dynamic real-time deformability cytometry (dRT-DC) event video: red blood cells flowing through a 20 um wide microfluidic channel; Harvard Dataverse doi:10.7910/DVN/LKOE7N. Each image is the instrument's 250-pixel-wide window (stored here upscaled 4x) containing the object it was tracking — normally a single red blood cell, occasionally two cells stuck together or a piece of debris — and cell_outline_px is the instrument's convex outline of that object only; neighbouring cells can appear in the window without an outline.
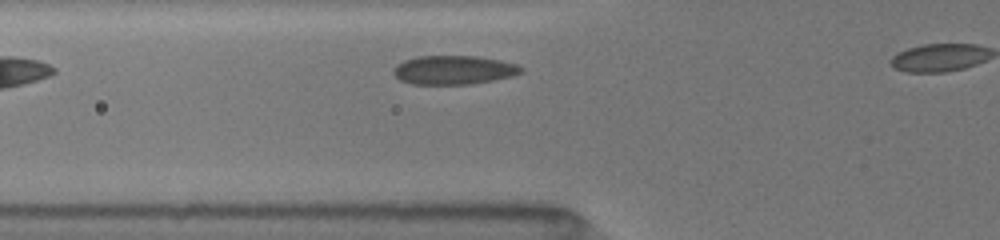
{"species": "common noctule bat (a hibernating species)", "species_latin": "Nyctalus noctula", "temperature_condition": "room temperature", "stored_images_in_passage": 15, "camera_frame_rate_fps": 3000, "um_per_image_px": 0.085, "animal": {"sex": "female", "body_mass_g": 19.5, "forearm_length_mm": 54.1}, "frame": {"image": 1, "passage_image": 2, "time_ms": 0.333, "image_size_px": [1000, 240], "cell_outline_px": [[524, 72], [512, 76], [492, 80], [468, 84], [412, 84], [400, 80], [392, 72], [392, 68], [396, 64], [404, 60], [416, 56], [476, 56], [500, 60], [516, 64], [524, 68]], "centroid_in_image_um": [38.54, 5.94], "position_along_channel_um": 87.3, "area_um2": 21.56}}
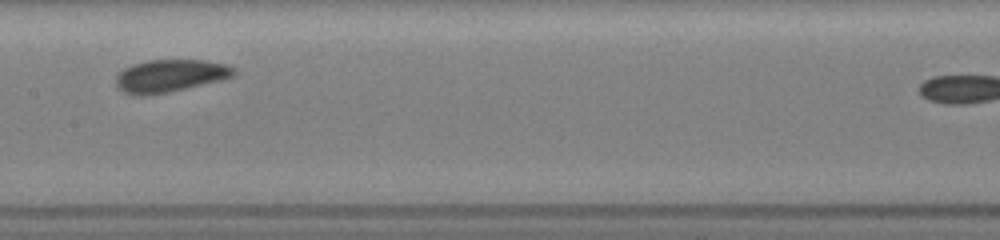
{"frame": {"image": 2, "passage_image": 9, "time_ms": 3.0, "image_size_px": [1000, 240], "cell_outline_px": [[236, 72], [232, 76], [168, 92], [144, 96], [132, 96], [124, 92], [116, 84], [116, 76], [124, 68], [132, 64], [148, 60], [204, 60], [224, 64], [236, 68]], "centroid_in_image_um": [14.39, 6.44], "position_along_channel_um": 193.0, "area_um2": 22.02}}
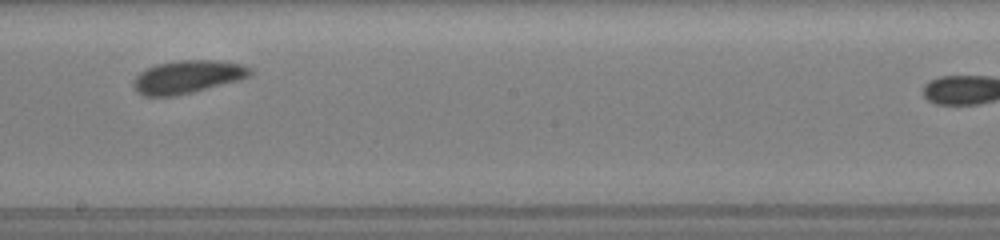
{"frame": {"image": 3, "passage_image": 12, "time_ms": 4.0, "image_size_px": [1000, 240], "cell_outline_px": [[252, 72], [248, 76], [240, 80], [176, 96], [144, 96], [136, 92], [132, 88], [132, 84], [136, 76], [140, 72], [156, 64], [180, 60], [216, 60], [240, 64], [252, 68]], "centroid_in_image_um": [15.91, 6.54], "position_along_channel_um": 232.3, "area_um2": 22.43}}